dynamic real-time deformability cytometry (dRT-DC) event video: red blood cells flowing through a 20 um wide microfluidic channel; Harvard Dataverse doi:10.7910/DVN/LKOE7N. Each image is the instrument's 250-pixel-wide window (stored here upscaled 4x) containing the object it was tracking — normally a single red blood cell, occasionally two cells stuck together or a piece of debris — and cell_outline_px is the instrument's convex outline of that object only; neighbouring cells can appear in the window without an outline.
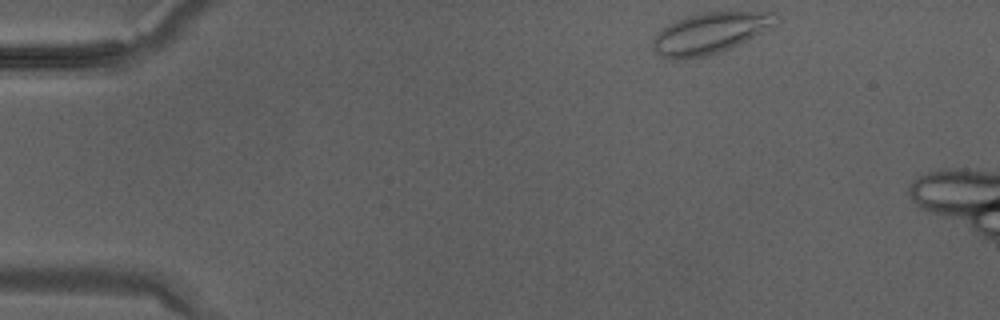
{"species": "Egyptian fruit bat (a non-hibernating species)", "species_latin": "Rousettus aegyptiacus", "temperature_condition": "warm", "stored_images_in_passage": 7, "camera_frame_rate_fps": 3000, "um_per_image_px": 0.085, "animal": {"sex": "male"}, "frame": {"image": 1, "passage_image": 1, "time_ms": 0.0, "image_size_px": [1000, 320], "cell_outline_px": [[780, 20], [748, 40], [720, 52], [704, 56], [684, 60], [672, 60], [660, 56], [652, 48], [652, 40], [668, 24], [676, 20], [700, 12], [772, 12]], "centroid_in_image_um": [60.3, 2.83], "position_along_channel_um": 24.7, "area_um2": 29.19}}